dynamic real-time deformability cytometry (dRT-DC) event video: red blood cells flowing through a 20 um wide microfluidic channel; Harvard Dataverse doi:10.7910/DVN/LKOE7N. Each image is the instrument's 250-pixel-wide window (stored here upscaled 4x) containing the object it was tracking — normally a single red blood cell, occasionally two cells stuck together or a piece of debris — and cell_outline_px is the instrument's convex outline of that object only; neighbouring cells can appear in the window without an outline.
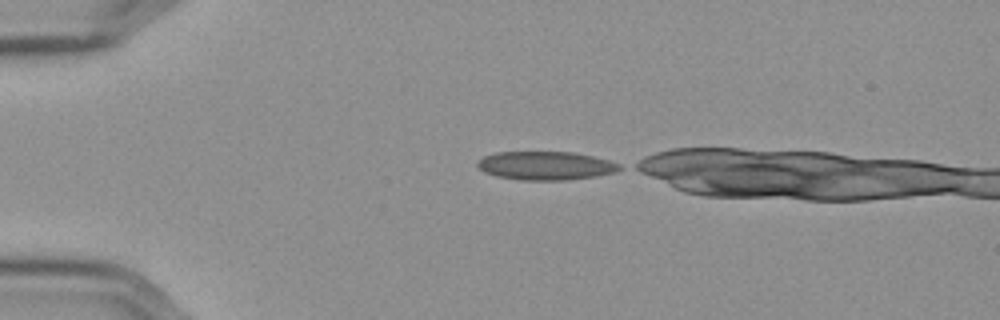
{"species": "Egyptian fruit bat (a non-hibernating species)", "species_latin": "Rousettus aegyptiacus", "temperature_condition": "cold", "stored_images_in_passage": 6, "camera_frame_rate_fps": 3000, "um_per_image_px": 0.085, "frame": {"image": 1, "passage_image": 1, "time_ms": 0.0, "image_size_px": [1000, 320], "cell_outline_px": [[624, 168], [616, 172], [596, 176], [568, 180], [520, 180], [496, 176], [484, 172], [476, 164], [476, 160], [484, 156], [496, 152], [572, 152], [592, 156], [608, 160], [620, 164]], "centroid_in_image_um": [46.38, 14.08], "position_along_channel_um": 38.6, "area_um2": 23.76}}